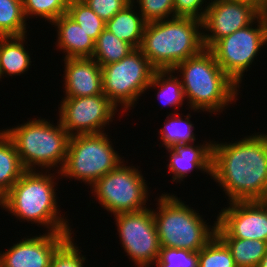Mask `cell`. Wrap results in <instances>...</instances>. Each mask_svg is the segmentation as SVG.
Returning a JSON list of instances; mask_svg holds the SVG:
<instances>
[{
  "label": "cell",
  "mask_w": 267,
  "mask_h": 267,
  "mask_svg": "<svg viewBox=\"0 0 267 267\" xmlns=\"http://www.w3.org/2000/svg\"><path fill=\"white\" fill-rule=\"evenodd\" d=\"M51 25L56 28L57 49L64 58H92L95 41L67 14L61 15Z\"/></svg>",
  "instance_id": "ac0fdd59"
},
{
  "label": "cell",
  "mask_w": 267,
  "mask_h": 267,
  "mask_svg": "<svg viewBox=\"0 0 267 267\" xmlns=\"http://www.w3.org/2000/svg\"><path fill=\"white\" fill-rule=\"evenodd\" d=\"M72 235L74 232H44L21 238L5 252L0 251V267H50L56 251Z\"/></svg>",
  "instance_id": "9a60e30c"
},
{
  "label": "cell",
  "mask_w": 267,
  "mask_h": 267,
  "mask_svg": "<svg viewBox=\"0 0 267 267\" xmlns=\"http://www.w3.org/2000/svg\"><path fill=\"white\" fill-rule=\"evenodd\" d=\"M106 132L70 136L60 176L79 180L90 187L123 160Z\"/></svg>",
  "instance_id": "52a82bcc"
},
{
  "label": "cell",
  "mask_w": 267,
  "mask_h": 267,
  "mask_svg": "<svg viewBox=\"0 0 267 267\" xmlns=\"http://www.w3.org/2000/svg\"><path fill=\"white\" fill-rule=\"evenodd\" d=\"M233 142H213L211 179L228 202L267 201V133Z\"/></svg>",
  "instance_id": "6da1fadb"
},
{
  "label": "cell",
  "mask_w": 267,
  "mask_h": 267,
  "mask_svg": "<svg viewBox=\"0 0 267 267\" xmlns=\"http://www.w3.org/2000/svg\"><path fill=\"white\" fill-rule=\"evenodd\" d=\"M26 171L16 147L4 129L0 130V197L3 198Z\"/></svg>",
  "instance_id": "44dd1931"
},
{
  "label": "cell",
  "mask_w": 267,
  "mask_h": 267,
  "mask_svg": "<svg viewBox=\"0 0 267 267\" xmlns=\"http://www.w3.org/2000/svg\"><path fill=\"white\" fill-rule=\"evenodd\" d=\"M155 267H198V252L161 247Z\"/></svg>",
  "instance_id": "f546056e"
},
{
  "label": "cell",
  "mask_w": 267,
  "mask_h": 267,
  "mask_svg": "<svg viewBox=\"0 0 267 267\" xmlns=\"http://www.w3.org/2000/svg\"><path fill=\"white\" fill-rule=\"evenodd\" d=\"M173 72L181 77L188 110L218 114L239 100L240 87L221 69L209 49L179 63Z\"/></svg>",
  "instance_id": "3957f363"
},
{
  "label": "cell",
  "mask_w": 267,
  "mask_h": 267,
  "mask_svg": "<svg viewBox=\"0 0 267 267\" xmlns=\"http://www.w3.org/2000/svg\"><path fill=\"white\" fill-rule=\"evenodd\" d=\"M48 120L34 118L4 130L13 141L26 170H37L40 167L41 171H51L57 167L59 173L64 165L70 135L59 119L57 125Z\"/></svg>",
  "instance_id": "8992f818"
},
{
  "label": "cell",
  "mask_w": 267,
  "mask_h": 267,
  "mask_svg": "<svg viewBox=\"0 0 267 267\" xmlns=\"http://www.w3.org/2000/svg\"><path fill=\"white\" fill-rule=\"evenodd\" d=\"M114 218L127 257L136 267L153 266L159 258L161 245L152 207L137 212L117 213Z\"/></svg>",
  "instance_id": "8fae6325"
},
{
  "label": "cell",
  "mask_w": 267,
  "mask_h": 267,
  "mask_svg": "<svg viewBox=\"0 0 267 267\" xmlns=\"http://www.w3.org/2000/svg\"><path fill=\"white\" fill-rule=\"evenodd\" d=\"M67 15L78 23L94 41L105 29L106 22L101 19L83 0H70Z\"/></svg>",
  "instance_id": "4316f807"
},
{
  "label": "cell",
  "mask_w": 267,
  "mask_h": 267,
  "mask_svg": "<svg viewBox=\"0 0 267 267\" xmlns=\"http://www.w3.org/2000/svg\"><path fill=\"white\" fill-rule=\"evenodd\" d=\"M216 235L267 242V201L228 202L217 214Z\"/></svg>",
  "instance_id": "4fadbf2b"
},
{
  "label": "cell",
  "mask_w": 267,
  "mask_h": 267,
  "mask_svg": "<svg viewBox=\"0 0 267 267\" xmlns=\"http://www.w3.org/2000/svg\"><path fill=\"white\" fill-rule=\"evenodd\" d=\"M22 0H0V36H23L27 33Z\"/></svg>",
  "instance_id": "484cf974"
},
{
  "label": "cell",
  "mask_w": 267,
  "mask_h": 267,
  "mask_svg": "<svg viewBox=\"0 0 267 267\" xmlns=\"http://www.w3.org/2000/svg\"><path fill=\"white\" fill-rule=\"evenodd\" d=\"M175 74L173 70H156L147 87V89L157 88L155 98L163 104L161 108L168 106L180 109L179 107L184 105V100L186 101L180 77Z\"/></svg>",
  "instance_id": "7402d4cb"
},
{
  "label": "cell",
  "mask_w": 267,
  "mask_h": 267,
  "mask_svg": "<svg viewBox=\"0 0 267 267\" xmlns=\"http://www.w3.org/2000/svg\"><path fill=\"white\" fill-rule=\"evenodd\" d=\"M182 117H185L184 119ZM190 113L186 116L170 112L166 116L165 124L159 131L164 148H171L175 144H195L196 135L194 124L190 121ZM167 121V122H166Z\"/></svg>",
  "instance_id": "603a6c76"
},
{
  "label": "cell",
  "mask_w": 267,
  "mask_h": 267,
  "mask_svg": "<svg viewBox=\"0 0 267 267\" xmlns=\"http://www.w3.org/2000/svg\"><path fill=\"white\" fill-rule=\"evenodd\" d=\"M198 267H236L230 249L215 234L198 252Z\"/></svg>",
  "instance_id": "f1b7e54d"
},
{
  "label": "cell",
  "mask_w": 267,
  "mask_h": 267,
  "mask_svg": "<svg viewBox=\"0 0 267 267\" xmlns=\"http://www.w3.org/2000/svg\"><path fill=\"white\" fill-rule=\"evenodd\" d=\"M65 97H86L103 93L102 68L93 58H64Z\"/></svg>",
  "instance_id": "2e32d148"
},
{
  "label": "cell",
  "mask_w": 267,
  "mask_h": 267,
  "mask_svg": "<svg viewBox=\"0 0 267 267\" xmlns=\"http://www.w3.org/2000/svg\"><path fill=\"white\" fill-rule=\"evenodd\" d=\"M133 50L134 48L129 43L118 39L113 33L104 29L95 41L92 58L102 67L120 61Z\"/></svg>",
  "instance_id": "d4e9b609"
},
{
  "label": "cell",
  "mask_w": 267,
  "mask_h": 267,
  "mask_svg": "<svg viewBox=\"0 0 267 267\" xmlns=\"http://www.w3.org/2000/svg\"><path fill=\"white\" fill-rule=\"evenodd\" d=\"M264 0H247V2H252L254 4H256L257 6H259Z\"/></svg>",
  "instance_id": "8d00e7d4"
},
{
  "label": "cell",
  "mask_w": 267,
  "mask_h": 267,
  "mask_svg": "<svg viewBox=\"0 0 267 267\" xmlns=\"http://www.w3.org/2000/svg\"><path fill=\"white\" fill-rule=\"evenodd\" d=\"M265 45L267 16L260 15L256 22L217 40L209 50L221 69L241 87L245 71L247 73L252 67L250 65L255 62Z\"/></svg>",
  "instance_id": "30bf717a"
},
{
  "label": "cell",
  "mask_w": 267,
  "mask_h": 267,
  "mask_svg": "<svg viewBox=\"0 0 267 267\" xmlns=\"http://www.w3.org/2000/svg\"><path fill=\"white\" fill-rule=\"evenodd\" d=\"M27 36H0V81L6 75L20 76L32 66L29 50L25 47Z\"/></svg>",
  "instance_id": "d6986e66"
},
{
  "label": "cell",
  "mask_w": 267,
  "mask_h": 267,
  "mask_svg": "<svg viewBox=\"0 0 267 267\" xmlns=\"http://www.w3.org/2000/svg\"><path fill=\"white\" fill-rule=\"evenodd\" d=\"M105 22L123 10L132 0H83Z\"/></svg>",
  "instance_id": "836d02e7"
},
{
  "label": "cell",
  "mask_w": 267,
  "mask_h": 267,
  "mask_svg": "<svg viewBox=\"0 0 267 267\" xmlns=\"http://www.w3.org/2000/svg\"><path fill=\"white\" fill-rule=\"evenodd\" d=\"M132 3L137 4V11L147 23L174 18V0H132Z\"/></svg>",
  "instance_id": "4dcf8cb0"
},
{
  "label": "cell",
  "mask_w": 267,
  "mask_h": 267,
  "mask_svg": "<svg viewBox=\"0 0 267 267\" xmlns=\"http://www.w3.org/2000/svg\"><path fill=\"white\" fill-rule=\"evenodd\" d=\"M230 249L236 267H257L267 251V242L240 238H220Z\"/></svg>",
  "instance_id": "cb8c5ba5"
},
{
  "label": "cell",
  "mask_w": 267,
  "mask_h": 267,
  "mask_svg": "<svg viewBox=\"0 0 267 267\" xmlns=\"http://www.w3.org/2000/svg\"><path fill=\"white\" fill-rule=\"evenodd\" d=\"M0 207H2V198L0 197Z\"/></svg>",
  "instance_id": "74e56055"
},
{
  "label": "cell",
  "mask_w": 267,
  "mask_h": 267,
  "mask_svg": "<svg viewBox=\"0 0 267 267\" xmlns=\"http://www.w3.org/2000/svg\"><path fill=\"white\" fill-rule=\"evenodd\" d=\"M71 236L54 254L50 267H84L86 257Z\"/></svg>",
  "instance_id": "1f68e13d"
},
{
  "label": "cell",
  "mask_w": 267,
  "mask_h": 267,
  "mask_svg": "<svg viewBox=\"0 0 267 267\" xmlns=\"http://www.w3.org/2000/svg\"><path fill=\"white\" fill-rule=\"evenodd\" d=\"M60 103L59 121L70 136L103 133L104 127L113 122L118 112V108L104 93L86 97H62Z\"/></svg>",
  "instance_id": "7c38bea8"
},
{
  "label": "cell",
  "mask_w": 267,
  "mask_h": 267,
  "mask_svg": "<svg viewBox=\"0 0 267 267\" xmlns=\"http://www.w3.org/2000/svg\"><path fill=\"white\" fill-rule=\"evenodd\" d=\"M70 0H22L26 20L42 18L52 24L61 15L67 14ZM35 16V17H34ZM29 18V19H28Z\"/></svg>",
  "instance_id": "83f0119b"
},
{
  "label": "cell",
  "mask_w": 267,
  "mask_h": 267,
  "mask_svg": "<svg viewBox=\"0 0 267 267\" xmlns=\"http://www.w3.org/2000/svg\"><path fill=\"white\" fill-rule=\"evenodd\" d=\"M205 142V143H204ZM202 144H175L167 149L169 164L167 169L173 174L172 182L181 183L194 169L210 175L212 172L213 140Z\"/></svg>",
  "instance_id": "e0dca14e"
},
{
  "label": "cell",
  "mask_w": 267,
  "mask_h": 267,
  "mask_svg": "<svg viewBox=\"0 0 267 267\" xmlns=\"http://www.w3.org/2000/svg\"><path fill=\"white\" fill-rule=\"evenodd\" d=\"M124 162L125 160L90 187L98 204L112 215L148 208L146 203L150 190L145 177L138 166H126Z\"/></svg>",
  "instance_id": "9c48e42d"
},
{
  "label": "cell",
  "mask_w": 267,
  "mask_h": 267,
  "mask_svg": "<svg viewBox=\"0 0 267 267\" xmlns=\"http://www.w3.org/2000/svg\"><path fill=\"white\" fill-rule=\"evenodd\" d=\"M153 218L161 247L199 252L216 234L217 220L208 225L196 209L170 193L159 195Z\"/></svg>",
  "instance_id": "5b68a950"
},
{
  "label": "cell",
  "mask_w": 267,
  "mask_h": 267,
  "mask_svg": "<svg viewBox=\"0 0 267 267\" xmlns=\"http://www.w3.org/2000/svg\"><path fill=\"white\" fill-rule=\"evenodd\" d=\"M257 267H267V251Z\"/></svg>",
  "instance_id": "d590c367"
},
{
  "label": "cell",
  "mask_w": 267,
  "mask_h": 267,
  "mask_svg": "<svg viewBox=\"0 0 267 267\" xmlns=\"http://www.w3.org/2000/svg\"><path fill=\"white\" fill-rule=\"evenodd\" d=\"M139 49L156 70H173L205 49L202 21L174 17L149 22Z\"/></svg>",
  "instance_id": "277c9868"
},
{
  "label": "cell",
  "mask_w": 267,
  "mask_h": 267,
  "mask_svg": "<svg viewBox=\"0 0 267 267\" xmlns=\"http://www.w3.org/2000/svg\"><path fill=\"white\" fill-rule=\"evenodd\" d=\"M50 172L26 170L2 198L1 208L17 220L42 225L47 228L46 232H73L57 205L55 179L63 177L58 172L59 175Z\"/></svg>",
  "instance_id": "7a4b0ae2"
},
{
  "label": "cell",
  "mask_w": 267,
  "mask_h": 267,
  "mask_svg": "<svg viewBox=\"0 0 267 267\" xmlns=\"http://www.w3.org/2000/svg\"><path fill=\"white\" fill-rule=\"evenodd\" d=\"M259 11L261 15L267 16V0H264L259 6Z\"/></svg>",
  "instance_id": "e575fe53"
},
{
  "label": "cell",
  "mask_w": 267,
  "mask_h": 267,
  "mask_svg": "<svg viewBox=\"0 0 267 267\" xmlns=\"http://www.w3.org/2000/svg\"><path fill=\"white\" fill-rule=\"evenodd\" d=\"M206 0H174V17L194 18L202 21L210 1ZM205 3V7L202 5Z\"/></svg>",
  "instance_id": "d6a6232c"
},
{
  "label": "cell",
  "mask_w": 267,
  "mask_h": 267,
  "mask_svg": "<svg viewBox=\"0 0 267 267\" xmlns=\"http://www.w3.org/2000/svg\"><path fill=\"white\" fill-rule=\"evenodd\" d=\"M101 68L103 93L116 107L121 106V113L136 106L156 71L139 48L120 61Z\"/></svg>",
  "instance_id": "ba28073f"
},
{
  "label": "cell",
  "mask_w": 267,
  "mask_h": 267,
  "mask_svg": "<svg viewBox=\"0 0 267 267\" xmlns=\"http://www.w3.org/2000/svg\"><path fill=\"white\" fill-rule=\"evenodd\" d=\"M136 10H138L136 4L131 2L106 21L105 26V29L118 39L129 43L134 49L140 47L147 24L142 14Z\"/></svg>",
  "instance_id": "ffe728a7"
},
{
  "label": "cell",
  "mask_w": 267,
  "mask_h": 267,
  "mask_svg": "<svg viewBox=\"0 0 267 267\" xmlns=\"http://www.w3.org/2000/svg\"><path fill=\"white\" fill-rule=\"evenodd\" d=\"M210 1L202 20L203 42L206 49H209L222 37L252 24L261 15L258 6L252 2Z\"/></svg>",
  "instance_id": "5bb4252c"
}]
</instances>
